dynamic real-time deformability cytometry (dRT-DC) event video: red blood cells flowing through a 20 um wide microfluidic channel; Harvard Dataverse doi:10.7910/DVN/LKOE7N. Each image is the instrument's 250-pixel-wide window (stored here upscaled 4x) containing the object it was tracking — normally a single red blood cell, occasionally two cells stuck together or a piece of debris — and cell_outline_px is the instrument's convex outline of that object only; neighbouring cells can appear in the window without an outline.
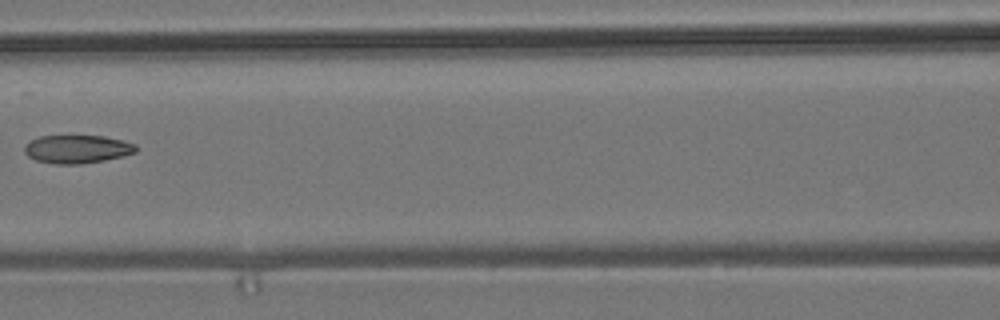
{"species": "common noctule bat (a hibernating species)", "species_latin": "Nyctalus noctula", "temperature_condition": "room temperature", "stored_images_in_passage": 6, "camera_frame_rate_fps": 3000, "um_per_image_px": 0.085, "animal": {"sex": "male", "body_mass_g": 19.2, "forearm_length_mm": 51.8}, "frame": {"image": 1, "passage_image": 4, "time_ms": 3.667, "image_size_px": [1000, 320], "cell_outline_px": [[136, 152], [124, 156], [104, 160], [80, 164], [56, 164], [36, 160], [28, 156], [24, 152], [24, 144], [40, 136], [104, 136], [124, 140], [136, 144]], "centroid_in_image_um": [6.57, 12.67], "position_along_channel_um": 160.0, "area_um2": 18.38}}
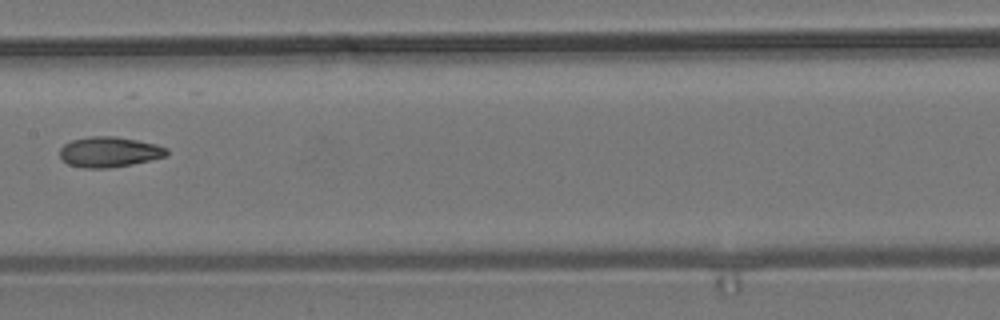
{"frame": {"image": 2, "passage_image": 5, "time_ms": 4.667, "image_size_px": [1000, 320], "cell_outline_px": [[168, 152], [164, 156], [132, 164], [108, 168], [84, 168], [68, 164], [60, 156], [60, 148], [64, 144], [72, 140], [92, 136], [116, 136], [156, 144], [168, 148]], "centroid_in_image_um": [9.27, 12.91], "position_along_channel_um": 198.1, "area_um2": 18.73}}
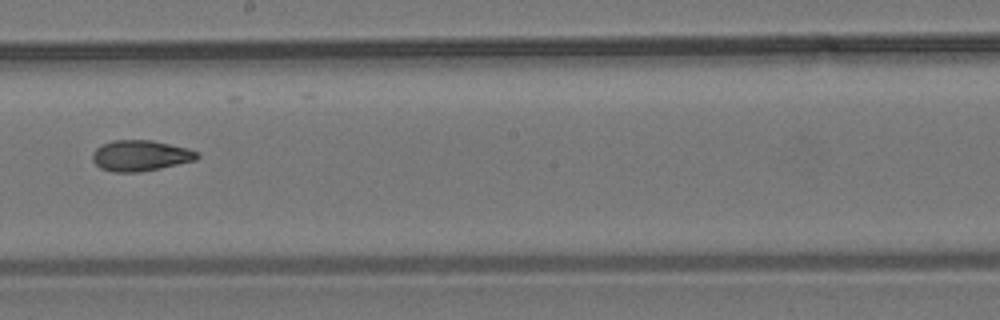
{"frame": {"image": 3, "passage_image": 6, "time_ms": 5.667, "image_size_px": [1000, 320], "cell_outline_px": [[200, 156], [196, 160], [160, 168], [140, 172], [112, 172], [100, 168], [92, 160], [92, 152], [96, 148], [112, 140], [152, 140], [188, 148], [200, 152]], "centroid_in_image_um": [11.95, 13.23], "position_along_channel_um": 236.3, "area_um2": 18.9}}